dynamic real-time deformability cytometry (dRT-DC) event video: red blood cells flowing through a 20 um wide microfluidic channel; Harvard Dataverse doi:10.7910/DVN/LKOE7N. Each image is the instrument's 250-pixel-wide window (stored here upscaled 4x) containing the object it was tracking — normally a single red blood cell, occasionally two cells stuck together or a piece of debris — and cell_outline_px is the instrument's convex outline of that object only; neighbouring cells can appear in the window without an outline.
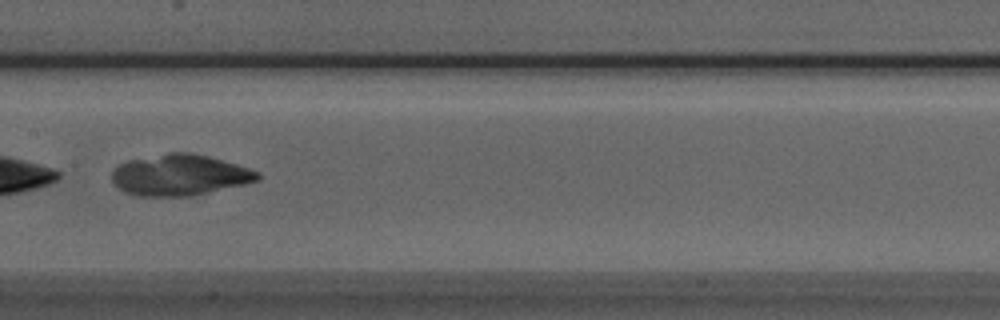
{"species": "Egyptian fruit bat (a non-hibernating species)", "species_latin": "Rousettus aegyptiacus", "temperature_condition": "room temperature", "stored_images_in_passage": 7, "camera_frame_rate_fps": 3000, "um_per_image_px": 0.085, "animal": {"sex": "male"}, "frame": {"image": 1, "passage_image": 7, "time_ms": 2.0, "image_size_px": [1000, 320], "cell_outline_px": [[260, 180], [244, 184], [208, 192], [188, 196], [136, 196], [124, 192], [112, 180], [112, 172], [120, 164], [128, 160], [168, 152], [188, 152], [208, 156], [236, 164], [260, 172]], "centroid_in_image_um": [15.27, 14.87], "position_along_channel_um": 192.1, "area_um2": 34.68}}